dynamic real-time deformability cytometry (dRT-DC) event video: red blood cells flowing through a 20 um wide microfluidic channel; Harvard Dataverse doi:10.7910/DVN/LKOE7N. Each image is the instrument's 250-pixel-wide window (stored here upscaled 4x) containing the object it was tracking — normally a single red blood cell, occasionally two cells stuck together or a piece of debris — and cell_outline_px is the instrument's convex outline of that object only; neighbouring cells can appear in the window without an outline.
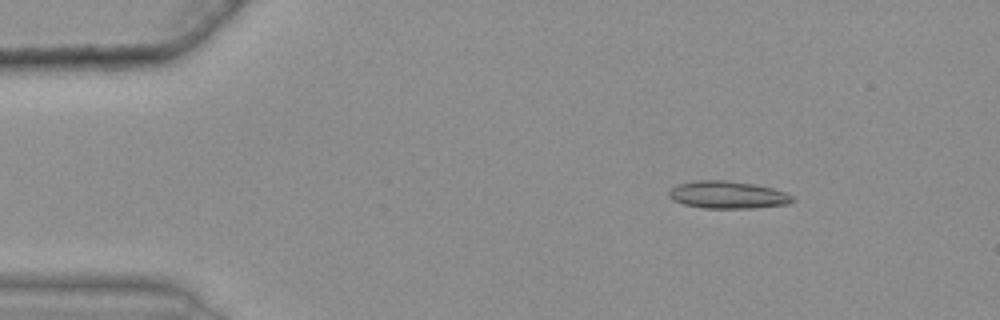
{"species": "common noctule bat (a hibernating species)", "species_latin": "Nyctalus noctula", "temperature_condition": "warm", "stored_images_in_passage": 48, "camera_frame_rate_fps": 3000, "um_per_image_px": 0.085, "animal": {"sex": "female", "body_mass_g": 25.1}, "frame": {"image": 1, "passage_image": 6, "time_ms": 1.667, "image_size_px": [1000, 320], "cell_outline_px": [[796, 200], [788, 204], [752, 208], [704, 208], [684, 204], [672, 200], [668, 196], [668, 192], [676, 184], [692, 180], [724, 180], [752, 184], [772, 188], [784, 192], [792, 196]], "centroid_in_image_um": [61.81, 16.56], "position_along_channel_um": 23.2, "area_um2": 19.77}}
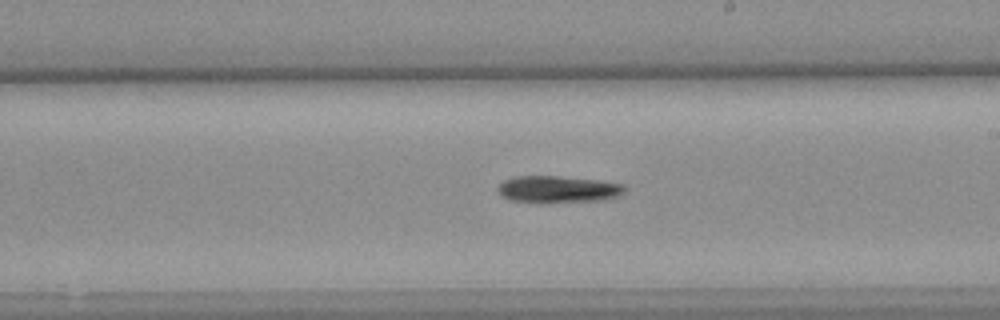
{"frame": {"image": 2, "passage_image": 30, "time_ms": 9.667, "image_size_px": [1000, 320], "cell_outline_px": [[624, 192], [616, 196], [604, 200], [508, 200], [496, 188], [504, 180], [512, 176], [556, 176], [596, 180], [624, 184]], "centroid_in_image_um": [47.42, 16.04], "position_along_channel_um": 241.6, "area_um2": 18.79}}
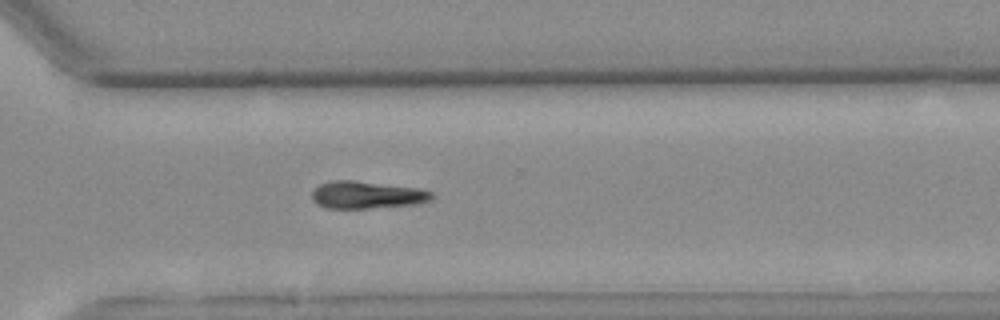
{"frame": {"image": 3, "passage_image": 38, "time_ms": 12.333, "image_size_px": [1000, 320], "cell_outline_px": [[436, 192], [432, 200], [416, 204], [368, 208], [328, 208], [316, 204], [312, 200], [312, 192], [320, 184], [332, 180], [352, 180], [416, 188]], "centroid_in_image_um": [31.2, 16.57], "position_along_channel_um": 339.4, "area_um2": 19.07}, "authors_computed_cell_mechanics": {"area_um2": 19.4208, "velocity_mm_per_s": 3.6626, "shape_relaxation_time_tau1_ms": 5.4021, "shape_relaxation_time_tau2_ms": null, "deformation_change_tau1": 0.1199, "deformation_change_tau2": null}}